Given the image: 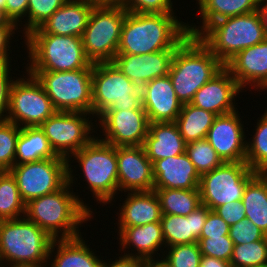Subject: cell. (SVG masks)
Wrapping results in <instances>:
<instances>
[{"instance_id":"obj_43","label":"cell","mask_w":267,"mask_h":267,"mask_svg":"<svg viewBox=\"0 0 267 267\" xmlns=\"http://www.w3.org/2000/svg\"><path fill=\"white\" fill-rule=\"evenodd\" d=\"M171 0H125L121 5L131 13H174Z\"/></svg>"},{"instance_id":"obj_28","label":"cell","mask_w":267,"mask_h":267,"mask_svg":"<svg viewBox=\"0 0 267 267\" xmlns=\"http://www.w3.org/2000/svg\"><path fill=\"white\" fill-rule=\"evenodd\" d=\"M202 26L187 25L188 33L198 36L209 24L220 19L260 10L263 0H197ZM200 28V29H199Z\"/></svg>"},{"instance_id":"obj_51","label":"cell","mask_w":267,"mask_h":267,"mask_svg":"<svg viewBox=\"0 0 267 267\" xmlns=\"http://www.w3.org/2000/svg\"><path fill=\"white\" fill-rule=\"evenodd\" d=\"M161 259L148 258L144 260L143 267H171L166 260L161 256Z\"/></svg>"},{"instance_id":"obj_31","label":"cell","mask_w":267,"mask_h":267,"mask_svg":"<svg viewBox=\"0 0 267 267\" xmlns=\"http://www.w3.org/2000/svg\"><path fill=\"white\" fill-rule=\"evenodd\" d=\"M56 157L39 126L21 128L16 146L15 165Z\"/></svg>"},{"instance_id":"obj_22","label":"cell","mask_w":267,"mask_h":267,"mask_svg":"<svg viewBox=\"0 0 267 267\" xmlns=\"http://www.w3.org/2000/svg\"><path fill=\"white\" fill-rule=\"evenodd\" d=\"M89 0H68L43 24L29 34H55L81 37L95 7Z\"/></svg>"},{"instance_id":"obj_56","label":"cell","mask_w":267,"mask_h":267,"mask_svg":"<svg viewBox=\"0 0 267 267\" xmlns=\"http://www.w3.org/2000/svg\"><path fill=\"white\" fill-rule=\"evenodd\" d=\"M4 265H5V264H2V261H1V259H0V267H5Z\"/></svg>"},{"instance_id":"obj_8","label":"cell","mask_w":267,"mask_h":267,"mask_svg":"<svg viewBox=\"0 0 267 267\" xmlns=\"http://www.w3.org/2000/svg\"><path fill=\"white\" fill-rule=\"evenodd\" d=\"M144 109L141 88L128 79L113 62L93 64L92 116L105 111Z\"/></svg>"},{"instance_id":"obj_55","label":"cell","mask_w":267,"mask_h":267,"mask_svg":"<svg viewBox=\"0 0 267 267\" xmlns=\"http://www.w3.org/2000/svg\"><path fill=\"white\" fill-rule=\"evenodd\" d=\"M6 0H0V9L5 11Z\"/></svg>"},{"instance_id":"obj_5","label":"cell","mask_w":267,"mask_h":267,"mask_svg":"<svg viewBox=\"0 0 267 267\" xmlns=\"http://www.w3.org/2000/svg\"><path fill=\"white\" fill-rule=\"evenodd\" d=\"M28 57L26 71H72L93 69L87 58L82 38L55 34H27Z\"/></svg>"},{"instance_id":"obj_23","label":"cell","mask_w":267,"mask_h":267,"mask_svg":"<svg viewBox=\"0 0 267 267\" xmlns=\"http://www.w3.org/2000/svg\"><path fill=\"white\" fill-rule=\"evenodd\" d=\"M154 189H199L200 175L186 153L153 163Z\"/></svg>"},{"instance_id":"obj_4","label":"cell","mask_w":267,"mask_h":267,"mask_svg":"<svg viewBox=\"0 0 267 267\" xmlns=\"http://www.w3.org/2000/svg\"><path fill=\"white\" fill-rule=\"evenodd\" d=\"M53 241L46 231L25 216L0 220V259L2 263H7L6 267H36L48 264Z\"/></svg>"},{"instance_id":"obj_49","label":"cell","mask_w":267,"mask_h":267,"mask_svg":"<svg viewBox=\"0 0 267 267\" xmlns=\"http://www.w3.org/2000/svg\"><path fill=\"white\" fill-rule=\"evenodd\" d=\"M121 256L117 257L119 259H115L112 263L104 261L102 267H143V259L127 255Z\"/></svg>"},{"instance_id":"obj_30","label":"cell","mask_w":267,"mask_h":267,"mask_svg":"<svg viewBox=\"0 0 267 267\" xmlns=\"http://www.w3.org/2000/svg\"><path fill=\"white\" fill-rule=\"evenodd\" d=\"M241 202L246 219L267 235V173L258 172L247 183Z\"/></svg>"},{"instance_id":"obj_35","label":"cell","mask_w":267,"mask_h":267,"mask_svg":"<svg viewBox=\"0 0 267 267\" xmlns=\"http://www.w3.org/2000/svg\"><path fill=\"white\" fill-rule=\"evenodd\" d=\"M256 127L252 141L246 143L245 162L252 170L267 173V108Z\"/></svg>"},{"instance_id":"obj_47","label":"cell","mask_w":267,"mask_h":267,"mask_svg":"<svg viewBox=\"0 0 267 267\" xmlns=\"http://www.w3.org/2000/svg\"><path fill=\"white\" fill-rule=\"evenodd\" d=\"M27 7L28 0H6L5 14L11 22L20 26L21 19L26 17L27 20Z\"/></svg>"},{"instance_id":"obj_34","label":"cell","mask_w":267,"mask_h":267,"mask_svg":"<svg viewBox=\"0 0 267 267\" xmlns=\"http://www.w3.org/2000/svg\"><path fill=\"white\" fill-rule=\"evenodd\" d=\"M23 201L15 177L10 171L0 173V220L19 219L25 216ZM22 216V217H21Z\"/></svg>"},{"instance_id":"obj_17","label":"cell","mask_w":267,"mask_h":267,"mask_svg":"<svg viewBox=\"0 0 267 267\" xmlns=\"http://www.w3.org/2000/svg\"><path fill=\"white\" fill-rule=\"evenodd\" d=\"M116 157L119 191H153V163L143 146H118Z\"/></svg>"},{"instance_id":"obj_19","label":"cell","mask_w":267,"mask_h":267,"mask_svg":"<svg viewBox=\"0 0 267 267\" xmlns=\"http://www.w3.org/2000/svg\"><path fill=\"white\" fill-rule=\"evenodd\" d=\"M242 91L235 78L224 67L195 93L190 104L217 116L225 115L237 110L235 97Z\"/></svg>"},{"instance_id":"obj_26","label":"cell","mask_w":267,"mask_h":267,"mask_svg":"<svg viewBox=\"0 0 267 267\" xmlns=\"http://www.w3.org/2000/svg\"><path fill=\"white\" fill-rule=\"evenodd\" d=\"M186 145L175 122L149 123L143 147L152 163L185 153Z\"/></svg>"},{"instance_id":"obj_16","label":"cell","mask_w":267,"mask_h":267,"mask_svg":"<svg viewBox=\"0 0 267 267\" xmlns=\"http://www.w3.org/2000/svg\"><path fill=\"white\" fill-rule=\"evenodd\" d=\"M238 112L217 116L206 136L224 162H245L246 159L247 137Z\"/></svg>"},{"instance_id":"obj_37","label":"cell","mask_w":267,"mask_h":267,"mask_svg":"<svg viewBox=\"0 0 267 267\" xmlns=\"http://www.w3.org/2000/svg\"><path fill=\"white\" fill-rule=\"evenodd\" d=\"M185 153L200 176L224 163L206 139L187 143Z\"/></svg>"},{"instance_id":"obj_1","label":"cell","mask_w":267,"mask_h":267,"mask_svg":"<svg viewBox=\"0 0 267 267\" xmlns=\"http://www.w3.org/2000/svg\"><path fill=\"white\" fill-rule=\"evenodd\" d=\"M70 165L68 163V182L61 189L26 203L25 217L46 231L53 239H71L80 236L79 226L94 218L91 217L94 214L91 211L93 209L70 190L76 182L74 169Z\"/></svg>"},{"instance_id":"obj_38","label":"cell","mask_w":267,"mask_h":267,"mask_svg":"<svg viewBox=\"0 0 267 267\" xmlns=\"http://www.w3.org/2000/svg\"><path fill=\"white\" fill-rule=\"evenodd\" d=\"M21 127L8 120H0V170L9 171L15 165L17 140Z\"/></svg>"},{"instance_id":"obj_6","label":"cell","mask_w":267,"mask_h":267,"mask_svg":"<svg viewBox=\"0 0 267 267\" xmlns=\"http://www.w3.org/2000/svg\"><path fill=\"white\" fill-rule=\"evenodd\" d=\"M197 37L224 65L243 49L266 38L260 10L220 19L209 24Z\"/></svg>"},{"instance_id":"obj_3","label":"cell","mask_w":267,"mask_h":267,"mask_svg":"<svg viewBox=\"0 0 267 267\" xmlns=\"http://www.w3.org/2000/svg\"><path fill=\"white\" fill-rule=\"evenodd\" d=\"M223 68L209 48L189 34L175 50L168 74L177 99L181 104L190 103L195 93Z\"/></svg>"},{"instance_id":"obj_24","label":"cell","mask_w":267,"mask_h":267,"mask_svg":"<svg viewBox=\"0 0 267 267\" xmlns=\"http://www.w3.org/2000/svg\"><path fill=\"white\" fill-rule=\"evenodd\" d=\"M210 211L206 205L201 204L188 216L162 214L160 222L165 246L198 242Z\"/></svg>"},{"instance_id":"obj_53","label":"cell","mask_w":267,"mask_h":267,"mask_svg":"<svg viewBox=\"0 0 267 267\" xmlns=\"http://www.w3.org/2000/svg\"><path fill=\"white\" fill-rule=\"evenodd\" d=\"M92 4L95 5H104V6H121L125 0H89Z\"/></svg>"},{"instance_id":"obj_40","label":"cell","mask_w":267,"mask_h":267,"mask_svg":"<svg viewBox=\"0 0 267 267\" xmlns=\"http://www.w3.org/2000/svg\"><path fill=\"white\" fill-rule=\"evenodd\" d=\"M167 250L162 257L171 267H200L202 253L198 242L169 246Z\"/></svg>"},{"instance_id":"obj_15","label":"cell","mask_w":267,"mask_h":267,"mask_svg":"<svg viewBox=\"0 0 267 267\" xmlns=\"http://www.w3.org/2000/svg\"><path fill=\"white\" fill-rule=\"evenodd\" d=\"M103 142L118 146H143L149 121L144 109L105 111L98 118ZM102 138V139H101Z\"/></svg>"},{"instance_id":"obj_21","label":"cell","mask_w":267,"mask_h":267,"mask_svg":"<svg viewBox=\"0 0 267 267\" xmlns=\"http://www.w3.org/2000/svg\"><path fill=\"white\" fill-rule=\"evenodd\" d=\"M142 107L149 123L175 122L182 104L177 99L169 75L155 78L141 87Z\"/></svg>"},{"instance_id":"obj_41","label":"cell","mask_w":267,"mask_h":267,"mask_svg":"<svg viewBox=\"0 0 267 267\" xmlns=\"http://www.w3.org/2000/svg\"><path fill=\"white\" fill-rule=\"evenodd\" d=\"M198 244L202 255L230 262L233 254V241L229 235L199 238Z\"/></svg>"},{"instance_id":"obj_7","label":"cell","mask_w":267,"mask_h":267,"mask_svg":"<svg viewBox=\"0 0 267 267\" xmlns=\"http://www.w3.org/2000/svg\"><path fill=\"white\" fill-rule=\"evenodd\" d=\"M74 156V157H73ZM77 160L86 184L92 192V197L100 204L114 202V198L119 191L118 185V164L116 157V147L103 142L96 136L88 145L75 152L71 158Z\"/></svg>"},{"instance_id":"obj_48","label":"cell","mask_w":267,"mask_h":267,"mask_svg":"<svg viewBox=\"0 0 267 267\" xmlns=\"http://www.w3.org/2000/svg\"><path fill=\"white\" fill-rule=\"evenodd\" d=\"M16 29H19L18 27H0V64H8L11 63L9 57L10 51V43L12 40L11 37H13Z\"/></svg>"},{"instance_id":"obj_33","label":"cell","mask_w":267,"mask_h":267,"mask_svg":"<svg viewBox=\"0 0 267 267\" xmlns=\"http://www.w3.org/2000/svg\"><path fill=\"white\" fill-rule=\"evenodd\" d=\"M160 200L162 214L188 216L201 205L199 189H153Z\"/></svg>"},{"instance_id":"obj_45","label":"cell","mask_w":267,"mask_h":267,"mask_svg":"<svg viewBox=\"0 0 267 267\" xmlns=\"http://www.w3.org/2000/svg\"><path fill=\"white\" fill-rule=\"evenodd\" d=\"M229 230L230 225H228L215 211L211 210L203 225L200 238L229 235Z\"/></svg>"},{"instance_id":"obj_57","label":"cell","mask_w":267,"mask_h":267,"mask_svg":"<svg viewBox=\"0 0 267 267\" xmlns=\"http://www.w3.org/2000/svg\"><path fill=\"white\" fill-rule=\"evenodd\" d=\"M258 267H267V264H265V265H260V266H258Z\"/></svg>"},{"instance_id":"obj_54","label":"cell","mask_w":267,"mask_h":267,"mask_svg":"<svg viewBox=\"0 0 267 267\" xmlns=\"http://www.w3.org/2000/svg\"><path fill=\"white\" fill-rule=\"evenodd\" d=\"M0 27H18L6 16L5 11L0 9Z\"/></svg>"},{"instance_id":"obj_36","label":"cell","mask_w":267,"mask_h":267,"mask_svg":"<svg viewBox=\"0 0 267 267\" xmlns=\"http://www.w3.org/2000/svg\"><path fill=\"white\" fill-rule=\"evenodd\" d=\"M267 264V239L234 244L231 267H258Z\"/></svg>"},{"instance_id":"obj_39","label":"cell","mask_w":267,"mask_h":267,"mask_svg":"<svg viewBox=\"0 0 267 267\" xmlns=\"http://www.w3.org/2000/svg\"><path fill=\"white\" fill-rule=\"evenodd\" d=\"M68 0H28L27 23L24 24V37L39 28L57 9Z\"/></svg>"},{"instance_id":"obj_13","label":"cell","mask_w":267,"mask_h":267,"mask_svg":"<svg viewBox=\"0 0 267 267\" xmlns=\"http://www.w3.org/2000/svg\"><path fill=\"white\" fill-rule=\"evenodd\" d=\"M88 115L92 117L86 112L56 111L39 126L57 156L68 160L95 138L92 132L97 127Z\"/></svg>"},{"instance_id":"obj_12","label":"cell","mask_w":267,"mask_h":267,"mask_svg":"<svg viewBox=\"0 0 267 267\" xmlns=\"http://www.w3.org/2000/svg\"><path fill=\"white\" fill-rule=\"evenodd\" d=\"M258 172L246 162H224L200 177L201 204L210 210L232 201L242 200L247 183Z\"/></svg>"},{"instance_id":"obj_46","label":"cell","mask_w":267,"mask_h":267,"mask_svg":"<svg viewBox=\"0 0 267 267\" xmlns=\"http://www.w3.org/2000/svg\"><path fill=\"white\" fill-rule=\"evenodd\" d=\"M228 225H233L243 219H246L244 206L240 201H232L217 207L214 210Z\"/></svg>"},{"instance_id":"obj_9","label":"cell","mask_w":267,"mask_h":267,"mask_svg":"<svg viewBox=\"0 0 267 267\" xmlns=\"http://www.w3.org/2000/svg\"><path fill=\"white\" fill-rule=\"evenodd\" d=\"M92 70L26 71L42 85L57 111L92 115Z\"/></svg>"},{"instance_id":"obj_32","label":"cell","mask_w":267,"mask_h":267,"mask_svg":"<svg viewBox=\"0 0 267 267\" xmlns=\"http://www.w3.org/2000/svg\"><path fill=\"white\" fill-rule=\"evenodd\" d=\"M216 114L187 103L182 104L175 124L186 143L206 139Z\"/></svg>"},{"instance_id":"obj_42","label":"cell","mask_w":267,"mask_h":267,"mask_svg":"<svg viewBox=\"0 0 267 267\" xmlns=\"http://www.w3.org/2000/svg\"><path fill=\"white\" fill-rule=\"evenodd\" d=\"M229 237L233 244H244L261 239H267V235L255 224L243 219L230 226Z\"/></svg>"},{"instance_id":"obj_27","label":"cell","mask_w":267,"mask_h":267,"mask_svg":"<svg viewBox=\"0 0 267 267\" xmlns=\"http://www.w3.org/2000/svg\"><path fill=\"white\" fill-rule=\"evenodd\" d=\"M119 228V244L121 245L119 250L124 252V249H129L131 246L134 251L132 253H124L127 256H134L143 260L148 258H154L157 251L164 250L165 242L162 235L161 222H154L145 224L143 226L133 227H117ZM164 248L162 249L161 247ZM153 255V256H152Z\"/></svg>"},{"instance_id":"obj_11","label":"cell","mask_w":267,"mask_h":267,"mask_svg":"<svg viewBox=\"0 0 267 267\" xmlns=\"http://www.w3.org/2000/svg\"><path fill=\"white\" fill-rule=\"evenodd\" d=\"M12 82L6 120L23 127H37L57 110L37 79L26 73Z\"/></svg>"},{"instance_id":"obj_58","label":"cell","mask_w":267,"mask_h":267,"mask_svg":"<svg viewBox=\"0 0 267 267\" xmlns=\"http://www.w3.org/2000/svg\"><path fill=\"white\" fill-rule=\"evenodd\" d=\"M48 265H43V266H36V267H47Z\"/></svg>"},{"instance_id":"obj_50","label":"cell","mask_w":267,"mask_h":267,"mask_svg":"<svg viewBox=\"0 0 267 267\" xmlns=\"http://www.w3.org/2000/svg\"><path fill=\"white\" fill-rule=\"evenodd\" d=\"M200 267H231V265L228 261L202 255L200 260Z\"/></svg>"},{"instance_id":"obj_20","label":"cell","mask_w":267,"mask_h":267,"mask_svg":"<svg viewBox=\"0 0 267 267\" xmlns=\"http://www.w3.org/2000/svg\"><path fill=\"white\" fill-rule=\"evenodd\" d=\"M175 50H161L148 54H117L113 63L140 88L149 81L169 74Z\"/></svg>"},{"instance_id":"obj_10","label":"cell","mask_w":267,"mask_h":267,"mask_svg":"<svg viewBox=\"0 0 267 267\" xmlns=\"http://www.w3.org/2000/svg\"><path fill=\"white\" fill-rule=\"evenodd\" d=\"M127 10L123 6L96 5L81 38L92 64L112 62L117 55Z\"/></svg>"},{"instance_id":"obj_52","label":"cell","mask_w":267,"mask_h":267,"mask_svg":"<svg viewBox=\"0 0 267 267\" xmlns=\"http://www.w3.org/2000/svg\"><path fill=\"white\" fill-rule=\"evenodd\" d=\"M260 14L263 23L264 34L267 38V0H263L262 5L260 7Z\"/></svg>"},{"instance_id":"obj_44","label":"cell","mask_w":267,"mask_h":267,"mask_svg":"<svg viewBox=\"0 0 267 267\" xmlns=\"http://www.w3.org/2000/svg\"><path fill=\"white\" fill-rule=\"evenodd\" d=\"M11 64H0V120H5L9 106V92L12 82ZM6 113V114H5Z\"/></svg>"},{"instance_id":"obj_14","label":"cell","mask_w":267,"mask_h":267,"mask_svg":"<svg viewBox=\"0 0 267 267\" xmlns=\"http://www.w3.org/2000/svg\"><path fill=\"white\" fill-rule=\"evenodd\" d=\"M9 171L25 203L54 193L68 182V160L60 156L14 165Z\"/></svg>"},{"instance_id":"obj_29","label":"cell","mask_w":267,"mask_h":267,"mask_svg":"<svg viewBox=\"0 0 267 267\" xmlns=\"http://www.w3.org/2000/svg\"><path fill=\"white\" fill-rule=\"evenodd\" d=\"M85 243L81 235L71 239H54L48 256L50 260L55 253L50 267H102L104 260L98 258Z\"/></svg>"},{"instance_id":"obj_2","label":"cell","mask_w":267,"mask_h":267,"mask_svg":"<svg viewBox=\"0 0 267 267\" xmlns=\"http://www.w3.org/2000/svg\"><path fill=\"white\" fill-rule=\"evenodd\" d=\"M174 14L127 12L117 54L144 55L176 50L189 33L188 23L178 20Z\"/></svg>"},{"instance_id":"obj_25","label":"cell","mask_w":267,"mask_h":267,"mask_svg":"<svg viewBox=\"0 0 267 267\" xmlns=\"http://www.w3.org/2000/svg\"><path fill=\"white\" fill-rule=\"evenodd\" d=\"M127 193V198L117 213L118 227L143 226L160 222L162 218L160 200L154 190Z\"/></svg>"},{"instance_id":"obj_18","label":"cell","mask_w":267,"mask_h":267,"mask_svg":"<svg viewBox=\"0 0 267 267\" xmlns=\"http://www.w3.org/2000/svg\"><path fill=\"white\" fill-rule=\"evenodd\" d=\"M224 67L241 89L249 85L267 90V38L237 53Z\"/></svg>"}]
</instances>
